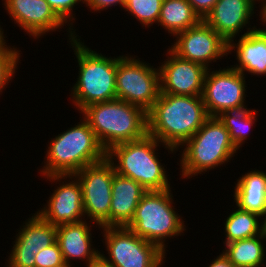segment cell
I'll use <instances>...</instances> for the list:
<instances>
[{
  "instance_id": "obj_24",
  "label": "cell",
  "mask_w": 266,
  "mask_h": 267,
  "mask_svg": "<svg viewBox=\"0 0 266 267\" xmlns=\"http://www.w3.org/2000/svg\"><path fill=\"white\" fill-rule=\"evenodd\" d=\"M224 222L225 244L251 238L263 232L262 218L252 212L235 207Z\"/></svg>"
},
{
  "instance_id": "obj_26",
  "label": "cell",
  "mask_w": 266,
  "mask_h": 267,
  "mask_svg": "<svg viewBox=\"0 0 266 267\" xmlns=\"http://www.w3.org/2000/svg\"><path fill=\"white\" fill-rule=\"evenodd\" d=\"M163 0H127L125 12L135 17L143 27L158 23Z\"/></svg>"
},
{
  "instance_id": "obj_8",
  "label": "cell",
  "mask_w": 266,
  "mask_h": 267,
  "mask_svg": "<svg viewBox=\"0 0 266 267\" xmlns=\"http://www.w3.org/2000/svg\"><path fill=\"white\" fill-rule=\"evenodd\" d=\"M134 55L117 56L116 99L148 112L160 95L159 68Z\"/></svg>"
},
{
  "instance_id": "obj_13",
  "label": "cell",
  "mask_w": 266,
  "mask_h": 267,
  "mask_svg": "<svg viewBox=\"0 0 266 267\" xmlns=\"http://www.w3.org/2000/svg\"><path fill=\"white\" fill-rule=\"evenodd\" d=\"M42 177L59 185L54 189L47 204L43 205L44 208L42 207L35 212L45 221L55 226L77 223L86 219L83 207L82 187L74 174L47 175Z\"/></svg>"
},
{
  "instance_id": "obj_27",
  "label": "cell",
  "mask_w": 266,
  "mask_h": 267,
  "mask_svg": "<svg viewBox=\"0 0 266 267\" xmlns=\"http://www.w3.org/2000/svg\"><path fill=\"white\" fill-rule=\"evenodd\" d=\"M12 47L7 45L6 41L0 46V94L15 77V70L18 69L17 65L21 61L22 52L17 47Z\"/></svg>"
},
{
  "instance_id": "obj_29",
  "label": "cell",
  "mask_w": 266,
  "mask_h": 267,
  "mask_svg": "<svg viewBox=\"0 0 266 267\" xmlns=\"http://www.w3.org/2000/svg\"><path fill=\"white\" fill-rule=\"evenodd\" d=\"M66 265L58 242L41 249L35 256V267H57Z\"/></svg>"
},
{
  "instance_id": "obj_23",
  "label": "cell",
  "mask_w": 266,
  "mask_h": 267,
  "mask_svg": "<svg viewBox=\"0 0 266 267\" xmlns=\"http://www.w3.org/2000/svg\"><path fill=\"white\" fill-rule=\"evenodd\" d=\"M266 234L225 244L223 253L236 267H266ZM264 242V243H263Z\"/></svg>"
},
{
  "instance_id": "obj_4",
  "label": "cell",
  "mask_w": 266,
  "mask_h": 267,
  "mask_svg": "<svg viewBox=\"0 0 266 267\" xmlns=\"http://www.w3.org/2000/svg\"><path fill=\"white\" fill-rule=\"evenodd\" d=\"M40 176L71 175L106 158L94 131L82 117L73 127L51 138Z\"/></svg>"
},
{
  "instance_id": "obj_25",
  "label": "cell",
  "mask_w": 266,
  "mask_h": 267,
  "mask_svg": "<svg viewBox=\"0 0 266 267\" xmlns=\"http://www.w3.org/2000/svg\"><path fill=\"white\" fill-rule=\"evenodd\" d=\"M258 111L245 108L238 111H224L219 116V120L224 124L227 129L230 140L233 142L237 150H241L243 144L250 136L249 132L254 127L253 124L257 122ZM247 139V140H246Z\"/></svg>"
},
{
  "instance_id": "obj_15",
  "label": "cell",
  "mask_w": 266,
  "mask_h": 267,
  "mask_svg": "<svg viewBox=\"0 0 266 267\" xmlns=\"http://www.w3.org/2000/svg\"><path fill=\"white\" fill-rule=\"evenodd\" d=\"M159 64L160 93L183 96H202L207 68L202 64L182 59L169 48Z\"/></svg>"
},
{
  "instance_id": "obj_37",
  "label": "cell",
  "mask_w": 266,
  "mask_h": 267,
  "mask_svg": "<svg viewBox=\"0 0 266 267\" xmlns=\"http://www.w3.org/2000/svg\"><path fill=\"white\" fill-rule=\"evenodd\" d=\"M253 1H254L255 3L257 2V4H258V3H260V2H261V3L264 2L265 0H253Z\"/></svg>"
},
{
  "instance_id": "obj_36",
  "label": "cell",
  "mask_w": 266,
  "mask_h": 267,
  "mask_svg": "<svg viewBox=\"0 0 266 267\" xmlns=\"http://www.w3.org/2000/svg\"><path fill=\"white\" fill-rule=\"evenodd\" d=\"M262 230H263V233L266 234V212L264 216L262 217Z\"/></svg>"
},
{
  "instance_id": "obj_11",
  "label": "cell",
  "mask_w": 266,
  "mask_h": 267,
  "mask_svg": "<svg viewBox=\"0 0 266 267\" xmlns=\"http://www.w3.org/2000/svg\"><path fill=\"white\" fill-rule=\"evenodd\" d=\"M211 69L206 72L202 92L209 117H217L224 111L247 108L246 76L229 66L223 69L220 67L218 71Z\"/></svg>"
},
{
  "instance_id": "obj_34",
  "label": "cell",
  "mask_w": 266,
  "mask_h": 267,
  "mask_svg": "<svg viewBox=\"0 0 266 267\" xmlns=\"http://www.w3.org/2000/svg\"><path fill=\"white\" fill-rule=\"evenodd\" d=\"M87 267H113V266L107 264L106 262H104V261L99 257L96 261L90 263Z\"/></svg>"
},
{
  "instance_id": "obj_18",
  "label": "cell",
  "mask_w": 266,
  "mask_h": 267,
  "mask_svg": "<svg viewBox=\"0 0 266 267\" xmlns=\"http://www.w3.org/2000/svg\"><path fill=\"white\" fill-rule=\"evenodd\" d=\"M86 220L77 223L62 224L57 226V242L62 252L66 265L72 266L71 262L84 261L86 266L96 261L100 251L92 245L94 237L91 231L95 224ZM94 247V248H93ZM72 260V261H71ZM71 264V265H70Z\"/></svg>"
},
{
  "instance_id": "obj_20",
  "label": "cell",
  "mask_w": 266,
  "mask_h": 267,
  "mask_svg": "<svg viewBox=\"0 0 266 267\" xmlns=\"http://www.w3.org/2000/svg\"><path fill=\"white\" fill-rule=\"evenodd\" d=\"M146 192L147 190L135 180L115 172L112 179L110 227H126Z\"/></svg>"
},
{
  "instance_id": "obj_7",
  "label": "cell",
  "mask_w": 266,
  "mask_h": 267,
  "mask_svg": "<svg viewBox=\"0 0 266 267\" xmlns=\"http://www.w3.org/2000/svg\"><path fill=\"white\" fill-rule=\"evenodd\" d=\"M173 201L171 188L164 191H147L126 228L166 253V240L181 236L186 230L185 221L175 211L177 209L174 208Z\"/></svg>"
},
{
  "instance_id": "obj_3",
  "label": "cell",
  "mask_w": 266,
  "mask_h": 267,
  "mask_svg": "<svg viewBox=\"0 0 266 267\" xmlns=\"http://www.w3.org/2000/svg\"><path fill=\"white\" fill-rule=\"evenodd\" d=\"M161 145L168 153L177 152L147 134L142 139L112 146L106 151V158L117 174L135 180L147 191H164L172 187L166 173L167 167L160 162L162 160L156 152Z\"/></svg>"
},
{
  "instance_id": "obj_28",
  "label": "cell",
  "mask_w": 266,
  "mask_h": 267,
  "mask_svg": "<svg viewBox=\"0 0 266 267\" xmlns=\"http://www.w3.org/2000/svg\"><path fill=\"white\" fill-rule=\"evenodd\" d=\"M51 9L56 13V15L68 25V39H73L77 34L76 29H74V22L76 21L74 7L78 4H82L84 0H46ZM82 2V3H81ZM74 15V17H73ZM75 18V19H74ZM70 26V27H69Z\"/></svg>"
},
{
  "instance_id": "obj_21",
  "label": "cell",
  "mask_w": 266,
  "mask_h": 267,
  "mask_svg": "<svg viewBox=\"0 0 266 267\" xmlns=\"http://www.w3.org/2000/svg\"><path fill=\"white\" fill-rule=\"evenodd\" d=\"M236 181L233 192L235 205L263 217L266 212V172L249 170Z\"/></svg>"
},
{
  "instance_id": "obj_5",
  "label": "cell",
  "mask_w": 266,
  "mask_h": 267,
  "mask_svg": "<svg viewBox=\"0 0 266 267\" xmlns=\"http://www.w3.org/2000/svg\"><path fill=\"white\" fill-rule=\"evenodd\" d=\"M80 113L106 151L116 144L139 140L148 134L147 112L120 99L89 105Z\"/></svg>"
},
{
  "instance_id": "obj_32",
  "label": "cell",
  "mask_w": 266,
  "mask_h": 267,
  "mask_svg": "<svg viewBox=\"0 0 266 267\" xmlns=\"http://www.w3.org/2000/svg\"><path fill=\"white\" fill-rule=\"evenodd\" d=\"M208 267H236L228 257L222 252L220 253L217 258L211 261Z\"/></svg>"
},
{
  "instance_id": "obj_30",
  "label": "cell",
  "mask_w": 266,
  "mask_h": 267,
  "mask_svg": "<svg viewBox=\"0 0 266 267\" xmlns=\"http://www.w3.org/2000/svg\"><path fill=\"white\" fill-rule=\"evenodd\" d=\"M125 0H84L83 4L86 7L92 9V13L107 10L109 7L111 8L113 5L116 7L119 5L120 8H125Z\"/></svg>"
},
{
  "instance_id": "obj_1",
  "label": "cell",
  "mask_w": 266,
  "mask_h": 267,
  "mask_svg": "<svg viewBox=\"0 0 266 267\" xmlns=\"http://www.w3.org/2000/svg\"><path fill=\"white\" fill-rule=\"evenodd\" d=\"M208 118L202 96L160 93L147 112L148 135L178 151Z\"/></svg>"
},
{
  "instance_id": "obj_35",
  "label": "cell",
  "mask_w": 266,
  "mask_h": 267,
  "mask_svg": "<svg viewBox=\"0 0 266 267\" xmlns=\"http://www.w3.org/2000/svg\"><path fill=\"white\" fill-rule=\"evenodd\" d=\"M5 38H6V35L4 36V30L0 25V46L7 40Z\"/></svg>"
},
{
  "instance_id": "obj_9",
  "label": "cell",
  "mask_w": 266,
  "mask_h": 267,
  "mask_svg": "<svg viewBox=\"0 0 266 267\" xmlns=\"http://www.w3.org/2000/svg\"><path fill=\"white\" fill-rule=\"evenodd\" d=\"M100 230L108 256L100 252L99 257L113 267H162L166 262L167 253L126 227H105Z\"/></svg>"
},
{
  "instance_id": "obj_22",
  "label": "cell",
  "mask_w": 266,
  "mask_h": 267,
  "mask_svg": "<svg viewBox=\"0 0 266 267\" xmlns=\"http://www.w3.org/2000/svg\"><path fill=\"white\" fill-rule=\"evenodd\" d=\"M202 19L188 0H163L157 25L174 36L188 28L197 26Z\"/></svg>"
},
{
  "instance_id": "obj_31",
  "label": "cell",
  "mask_w": 266,
  "mask_h": 267,
  "mask_svg": "<svg viewBox=\"0 0 266 267\" xmlns=\"http://www.w3.org/2000/svg\"><path fill=\"white\" fill-rule=\"evenodd\" d=\"M218 0H188L194 11L203 20Z\"/></svg>"
},
{
  "instance_id": "obj_33",
  "label": "cell",
  "mask_w": 266,
  "mask_h": 267,
  "mask_svg": "<svg viewBox=\"0 0 266 267\" xmlns=\"http://www.w3.org/2000/svg\"><path fill=\"white\" fill-rule=\"evenodd\" d=\"M261 7V9H260V11L259 12H257V13H260V24L263 26V28H261L263 31H265L266 32V0L264 1V2H262L261 3V5H260ZM265 27V28H264Z\"/></svg>"
},
{
  "instance_id": "obj_6",
  "label": "cell",
  "mask_w": 266,
  "mask_h": 267,
  "mask_svg": "<svg viewBox=\"0 0 266 267\" xmlns=\"http://www.w3.org/2000/svg\"><path fill=\"white\" fill-rule=\"evenodd\" d=\"M180 151L181 179H190L227 164L237 153L229 133L218 117H209ZM185 146V147H184Z\"/></svg>"
},
{
  "instance_id": "obj_2",
  "label": "cell",
  "mask_w": 266,
  "mask_h": 267,
  "mask_svg": "<svg viewBox=\"0 0 266 267\" xmlns=\"http://www.w3.org/2000/svg\"><path fill=\"white\" fill-rule=\"evenodd\" d=\"M76 35L69 41L78 62L70 98L79 113L87 106L116 99L117 57L96 52Z\"/></svg>"
},
{
  "instance_id": "obj_14",
  "label": "cell",
  "mask_w": 266,
  "mask_h": 267,
  "mask_svg": "<svg viewBox=\"0 0 266 267\" xmlns=\"http://www.w3.org/2000/svg\"><path fill=\"white\" fill-rule=\"evenodd\" d=\"M25 221L15 236L6 267H35L39 251L57 240V226L45 221L37 212Z\"/></svg>"
},
{
  "instance_id": "obj_19",
  "label": "cell",
  "mask_w": 266,
  "mask_h": 267,
  "mask_svg": "<svg viewBox=\"0 0 266 267\" xmlns=\"http://www.w3.org/2000/svg\"><path fill=\"white\" fill-rule=\"evenodd\" d=\"M234 38L228 42V54L234 50L236 65H231L235 70L245 76L248 74L266 76V32L257 28L252 32L241 34L238 42ZM248 73V74H246Z\"/></svg>"
},
{
  "instance_id": "obj_10",
  "label": "cell",
  "mask_w": 266,
  "mask_h": 267,
  "mask_svg": "<svg viewBox=\"0 0 266 267\" xmlns=\"http://www.w3.org/2000/svg\"><path fill=\"white\" fill-rule=\"evenodd\" d=\"M114 173V166L105 158L98 163L82 168L74 174L82 187L86 220L90 219L98 228L110 227L111 192Z\"/></svg>"
},
{
  "instance_id": "obj_17",
  "label": "cell",
  "mask_w": 266,
  "mask_h": 267,
  "mask_svg": "<svg viewBox=\"0 0 266 267\" xmlns=\"http://www.w3.org/2000/svg\"><path fill=\"white\" fill-rule=\"evenodd\" d=\"M256 4L253 0H218L203 21L229 42L239 36L244 27L247 30L244 34L257 29L250 25Z\"/></svg>"
},
{
  "instance_id": "obj_12",
  "label": "cell",
  "mask_w": 266,
  "mask_h": 267,
  "mask_svg": "<svg viewBox=\"0 0 266 267\" xmlns=\"http://www.w3.org/2000/svg\"><path fill=\"white\" fill-rule=\"evenodd\" d=\"M169 49L178 57L202 64L210 69L212 62L228 54V42L203 20L192 28L174 36Z\"/></svg>"
},
{
  "instance_id": "obj_16",
  "label": "cell",
  "mask_w": 266,
  "mask_h": 267,
  "mask_svg": "<svg viewBox=\"0 0 266 267\" xmlns=\"http://www.w3.org/2000/svg\"><path fill=\"white\" fill-rule=\"evenodd\" d=\"M14 24L21 27L30 37L42 36L62 29L65 23L51 9L46 0H2Z\"/></svg>"
}]
</instances>
